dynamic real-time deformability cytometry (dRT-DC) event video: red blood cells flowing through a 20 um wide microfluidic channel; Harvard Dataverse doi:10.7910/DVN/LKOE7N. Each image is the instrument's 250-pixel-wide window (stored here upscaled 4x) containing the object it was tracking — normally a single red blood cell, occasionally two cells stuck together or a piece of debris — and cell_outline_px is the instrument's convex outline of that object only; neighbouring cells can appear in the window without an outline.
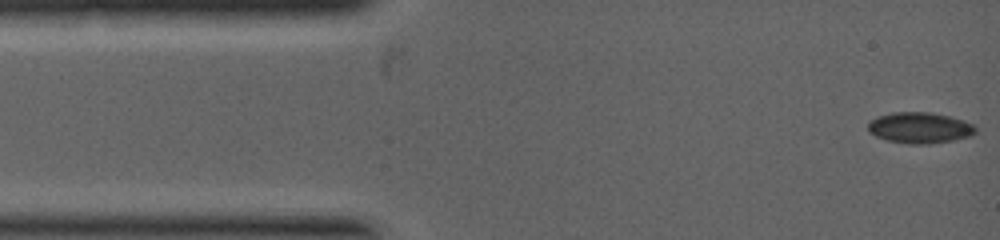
{"species": "common noctule bat (a hibernating species)", "species_latin": "Nyctalus noctula", "temperature_condition": "warm", "stored_images_in_passage": 13, "camera_frame_rate_fps": 5000, "um_per_image_px": 0.085, "animal": {"sex": "female", "body_mass_g": 19.0, "forearm_length_mm": 53.3}, "frame": {"image": 1, "passage_image": 1, "time_ms": 0.0, "image_size_px": [1000, 240], "cell_outline_px": [[976, 132], [972, 136], [952, 140], [928, 144], [908, 144], [888, 140], [876, 136], [868, 132], [868, 120], [876, 116], [892, 112], [928, 112], [948, 116], [964, 120], [972, 124], [976, 128]], "centroid_in_image_um": [78.15, 10.86], "position_along_channel_um": 6.9, "area_um2": 19.54}}
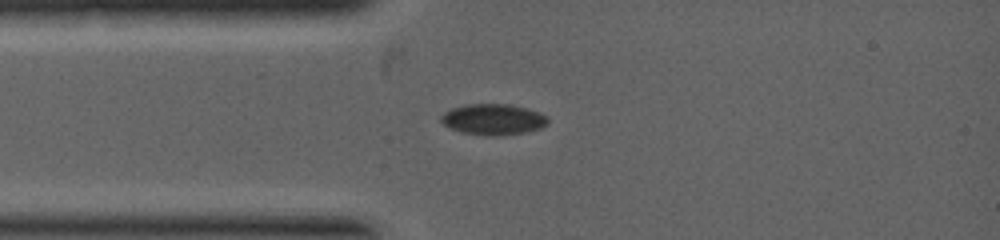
{"frame": {"image": 2, "passage_image": 11, "time_ms": 1.6, "image_size_px": [1000, 240], "cell_outline_px": [[548, 124], [540, 128], [528, 132], [500, 136], [488, 136], [464, 132], [452, 128], [444, 124], [440, 120], [440, 116], [444, 112], [452, 108], [464, 104], [512, 104], [528, 108], [540, 112], [548, 116]], "centroid_in_image_um": [41.97, 10.14], "position_along_channel_um": 43.0, "area_um2": 19.48}}
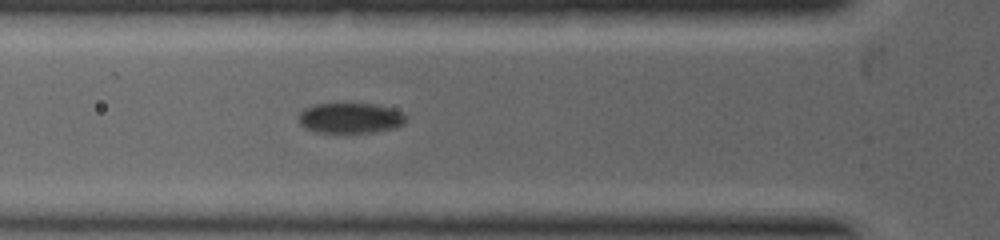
{"frame": {"image": 3, "passage_image": 13, "time_ms": 2.4, "image_size_px": [1000, 240], "cell_outline_px": [[404, 124], [392, 128], [372, 132], [316, 132], [304, 128], [300, 124], [300, 112], [304, 108], [312, 104], [376, 104], [392, 108], [400, 112], [404, 116]], "centroid_in_image_um": [29.73, 10.03], "position_along_channel_um": 96.1, "area_um2": 18.73}}